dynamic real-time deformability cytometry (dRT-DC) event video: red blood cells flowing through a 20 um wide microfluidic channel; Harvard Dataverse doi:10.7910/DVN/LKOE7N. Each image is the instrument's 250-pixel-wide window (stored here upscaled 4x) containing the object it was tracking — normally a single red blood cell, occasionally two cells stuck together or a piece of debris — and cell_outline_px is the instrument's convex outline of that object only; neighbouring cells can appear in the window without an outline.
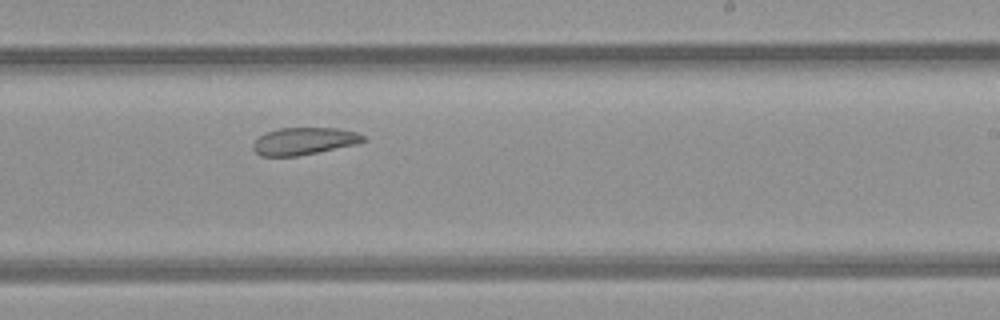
{"species": "common noctule bat (a hibernating species)", "species_latin": "Nyctalus noctula", "temperature_condition": "room temperature", "stored_images_in_passage": 11, "segment_of_instrument_passage": [1, 2], "camera_frame_rate_fps": 3000, "um_per_image_px": 0.085, "animal": {"sex": "female", "body_mass_g": 21.9}, "frame": {"image": 1, "passage_image": 10, "time_ms": 11.0, "image_size_px": [1000, 320], "cell_outline_px": [[368, 140], [356, 144], [296, 156], [260, 156], [252, 148], [252, 144], [264, 132], [280, 128], [336, 128], [356, 132], [364, 136]], "centroid_in_image_um": [25.82, 11.99], "position_along_channel_um": 263.2, "area_um2": 17.4}}